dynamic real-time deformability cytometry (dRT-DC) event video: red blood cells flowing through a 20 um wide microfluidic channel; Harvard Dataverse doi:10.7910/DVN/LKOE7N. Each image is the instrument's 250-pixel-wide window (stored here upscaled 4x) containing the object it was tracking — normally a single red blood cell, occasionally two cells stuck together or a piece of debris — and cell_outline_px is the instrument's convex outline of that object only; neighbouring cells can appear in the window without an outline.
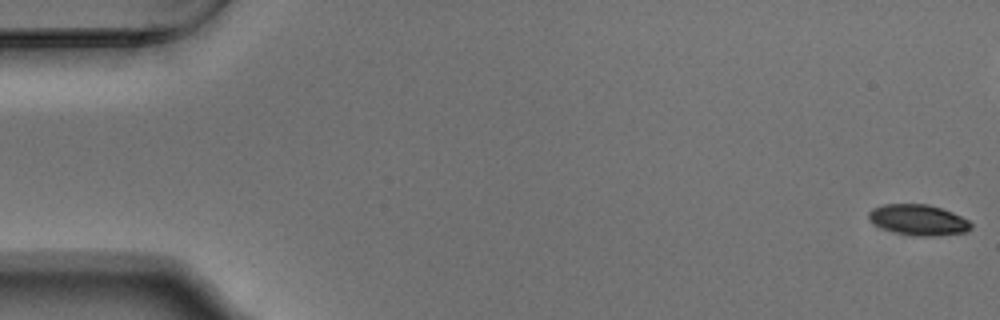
{"species": "Egyptian fruit bat (a non-hibernating species)", "species_latin": "Rousettus aegyptiacus", "temperature_condition": "warm", "stored_images_in_passage": 55, "camera_frame_rate_fps": 3000, "um_per_image_px": 0.085, "animal": {"sex": "male"}, "frame": {"image": 1, "passage_image": 1, "time_ms": 0.0, "image_size_px": [1000, 320], "cell_outline_px": [[972, 228], [968, 232], [932, 236], [916, 236], [892, 232], [876, 224], [868, 216], [868, 212], [872, 208], [880, 204], [928, 204], [952, 212], [968, 220], [972, 224]], "centroid_in_image_um": [78.08, 18.69], "position_along_channel_um": 6.9, "area_um2": 18.26}}
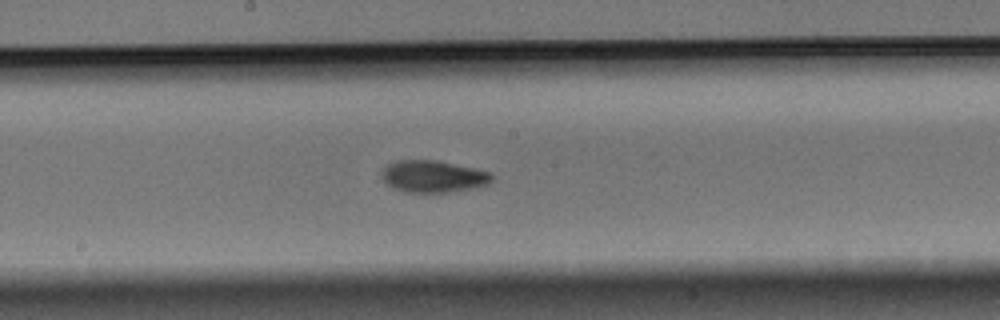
{"frame": {"image": 2, "passage_image": 29, "time_ms": 9.333, "image_size_px": [1000, 320], "cell_outline_px": [[492, 180], [488, 184], [472, 188], [448, 192], [404, 192], [388, 184], [380, 176], [380, 172], [388, 164], [396, 160], [436, 160], [472, 168], [488, 172], [492, 176]], "centroid_in_image_um": [36.77, 14.99], "position_along_channel_um": 211.4, "area_um2": 20.23}}
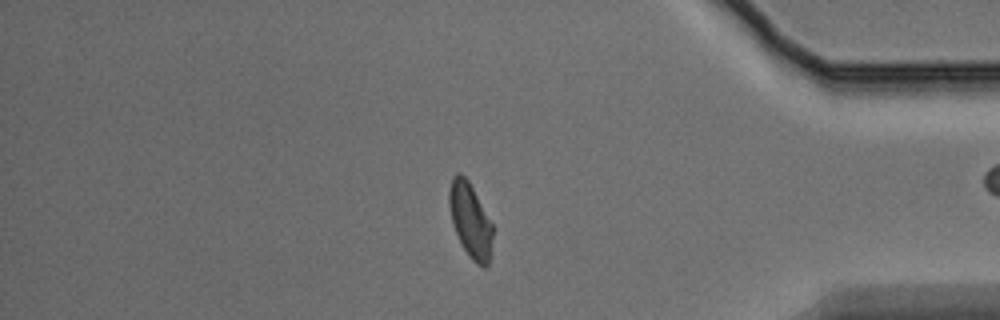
{"frame": {"image": 3, "passage_image": 46, "time_ms": 15.0, "image_size_px": [1000, 320], "cell_outline_px": [[496, 228], [488, 264], [484, 268], [476, 264], [468, 256], [456, 232], [452, 220], [448, 204], [448, 192], [452, 176], [456, 172], [460, 172], [468, 180]], "centroid_in_image_um": [40.01, 18.72], "position_along_channel_um": 395.2, "area_um2": 19.36}, "authors_computed_cell_mechanics": {"area_um2": 19.5942, "velocity_mm_per_s": 3.7451, "shape_relaxation_time_tau1_ms": 2.8722, "shape_relaxation_time_tau2_ms": 5.0063, "deformation_change_tau1": 0.1427, "deformation_change_tau2": 0.0884}}